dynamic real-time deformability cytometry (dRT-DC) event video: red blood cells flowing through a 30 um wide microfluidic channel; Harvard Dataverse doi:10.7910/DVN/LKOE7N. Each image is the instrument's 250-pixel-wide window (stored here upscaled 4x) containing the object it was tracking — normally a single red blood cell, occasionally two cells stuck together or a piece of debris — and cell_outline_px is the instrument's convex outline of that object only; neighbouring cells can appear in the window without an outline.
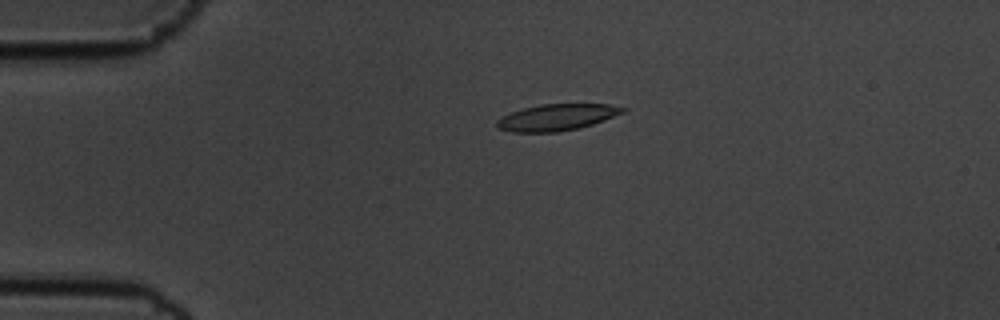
{"species": "common noctule bat (a hibernating species)", "species_latin": "Nyctalus noctula", "temperature_condition": "cold", "stored_images_in_passage": 57, "camera_frame_rate_fps": 3000, "um_per_image_px": 0.085, "animal": {"sex": "male", "body_mass_g": 19.5, "forearm_length_mm": 54.6}, "frame": {"image": 1, "passage_image": 13, "time_ms": 4.0, "image_size_px": [1000, 320], "cell_outline_px": [[628, 108], [624, 112], [604, 120], [580, 128], [556, 132], [512, 132], [496, 128], [496, 120], [512, 112], [524, 108], [540, 104], [608, 104]], "centroid_in_image_um": [47.32, 9.97], "position_along_channel_um": 37.7, "area_um2": 19.36}}
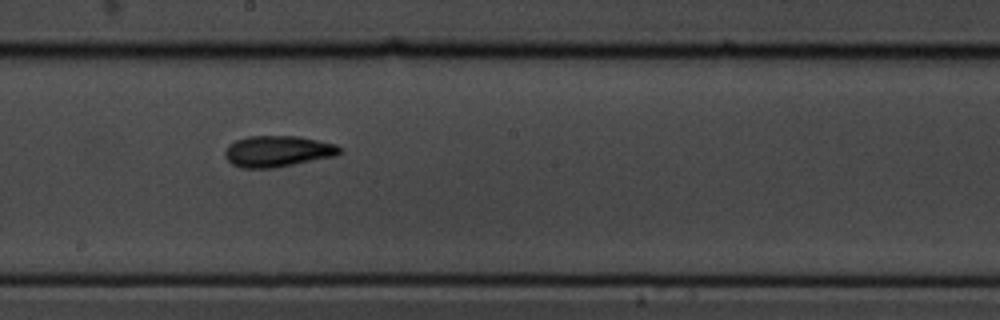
{"frame": {"image": 2, "passage_image": 32, "time_ms": 10.333, "image_size_px": [1000, 320], "cell_outline_px": [[344, 148], [336, 156], [272, 168], [240, 168], [232, 164], [224, 156], [224, 152], [228, 144], [236, 140], [248, 136], [300, 136], [336, 144]], "centroid_in_image_um": [23.6, 12.85], "position_along_channel_um": 224.6, "area_um2": 20.98}}
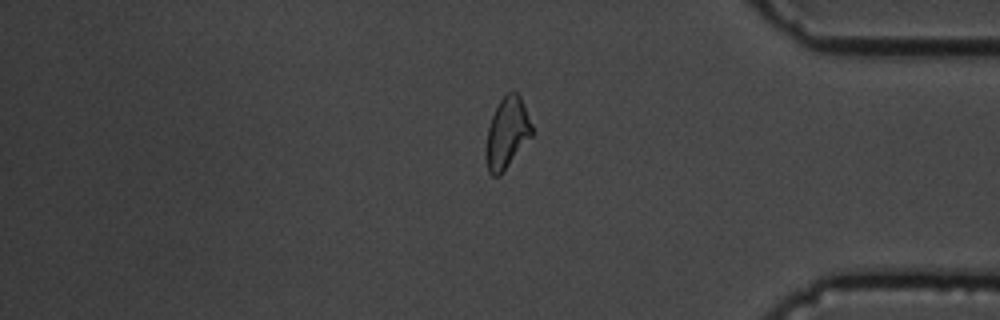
{"frame": {"image": 3, "passage_image": 48, "time_ms": 15.667, "image_size_px": [1000, 320], "cell_outline_px": [[532, 136], [500, 176], [492, 176], [488, 172], [488, 128], [492, 116], [500, 100], [508, 92], [516, 92], [520, 96], [532, 124]], "centroid_in_image_um": [43.14, 11.29], "position_along_channel_um": 392.1, "area_um2": 18.38}, "authors_computed_cell_mechanics": {"area_um2": 19.7098, "velocity_mm_per_s": 3.5323, "shape_relaxation_time_tau1_ms": 2.9773, "shape_relaxation_time_tau2_ms": 3.4797, "deformation_change_tau1": 0.1235, "deformation_change_tau2": 0.1224}}